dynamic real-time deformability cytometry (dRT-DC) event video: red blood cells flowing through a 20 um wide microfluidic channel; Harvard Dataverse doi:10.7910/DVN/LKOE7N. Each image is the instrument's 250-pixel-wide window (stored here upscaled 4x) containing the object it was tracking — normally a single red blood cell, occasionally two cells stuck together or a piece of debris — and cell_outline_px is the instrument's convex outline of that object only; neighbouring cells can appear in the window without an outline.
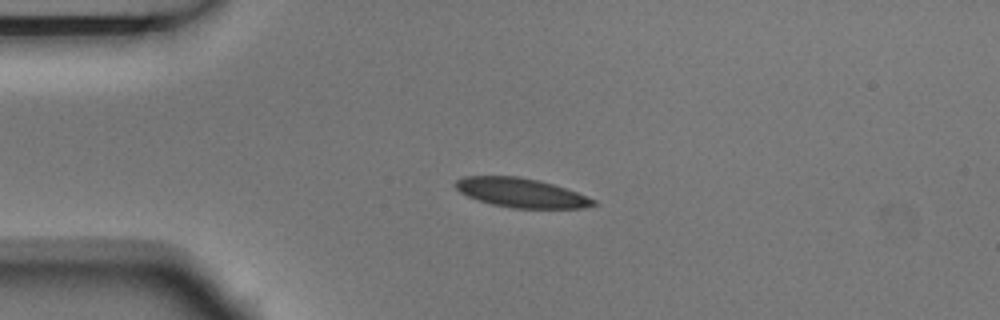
{"species": "Egyptian fruit bat (a non-hibernating species)", "species_latin": "Rousettus aegyptiacus", "temperature_condition": "room temperature", "stored_images_in_passage": 5, "camera_frame_rate_fps": 3000, "um_per_image_px": 0.085, "animal": {"sex": "male"}, "frame": {"image": 1, "passage_image": 2, "time_ms": 0.333, "image_size_px": [1000, 320], "cell_outline_px": [[596, 204], [584, 208], [512, 208], [492, 204], [468, 196], [460, 192], [452, 184], [456, 180], [464, 176], [516, 176], [540, 180], [576, 192], [596, 200]], "centroid_in_image_um": [44.27, 16.38], "position_along_channel_um": 40.7, "area_um2": 23.35}}
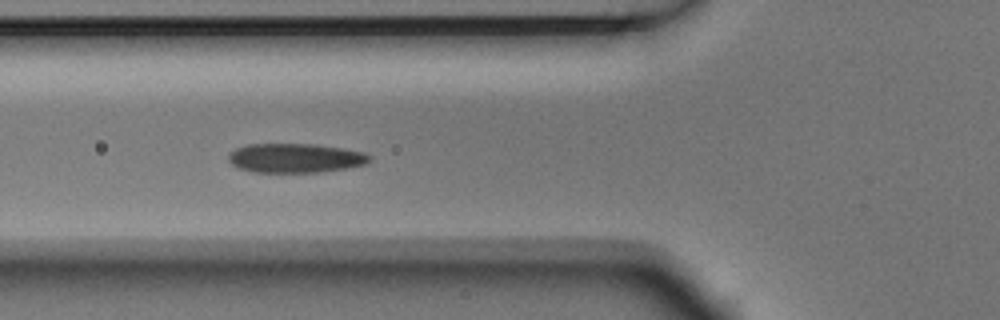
{"frame": {"image": 2, "passage_image": 4, "time_ms": 1.0, "image_size_px": [1000, 320], "cell_outline_px": [[372, 160], [368, 164], [320, 172], [252, 172], [236, 168], [228, 160], [228, 156], [236, 148], [248, 144], [316, 144], [344, 148], [364, 152], [372, 156]], "centroid_in_image_um": [25.13, 13.43], "position_along_channel_um": 100.7, "area_um2": 24.28}}
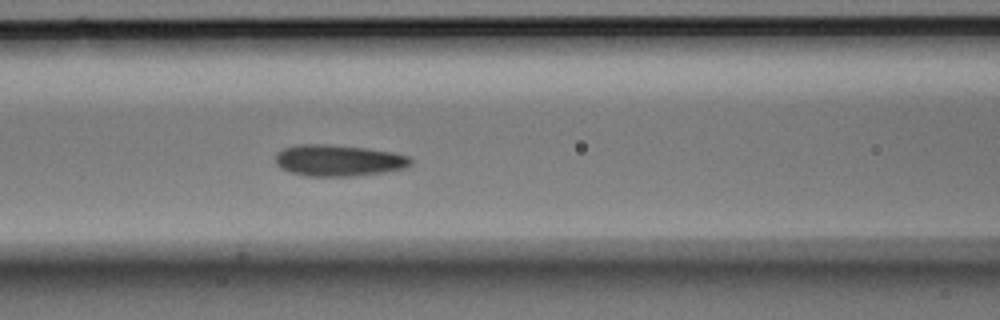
{"frame": {"image": 3, "passage_image": 5, "time_ms": 1.333, "image_size_px": [1000, 320], "cell_outline_px": [[412, 164], [404, 168], [384, 172], [352, 176], [308, 176], [288, 172], [280, 168], [276, 164], [276, 152], [284, 148], [300, 144], [324, 144], [368, 148], [392, 152], [408, 156], [412, 160]], "centroid_in_image_um": [28.75, 13.64], "position_along_channel_um": 137.8, "area_um2": 24.8}}